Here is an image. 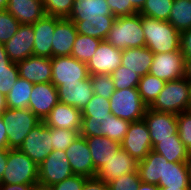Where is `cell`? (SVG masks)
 <instances>
[{
    "mask_svg": "<svg viewBox=\"0 0 191 190\" xmlns=\"http://www.w3.org/2000/svg\"><path fill=\"white\" fill-rule=\"evenodd\" d=\"M105 41L120 50L144 47L145 34L142 28V15L136 13L115 17Z\"/></svg>",
    "mask_w": 191,
    "mask_h": 190,
    "instance_id": "obj_1",
    "label": "cell"
},
{
    "mask_svg": "<svg viewBox=\"0 0 191 190\" xmlns=\"http://www.w3.org/2000/svg\"><path fill=\"white\" fill-rule=\"evenodd\" d=\"M145 46L155 53L175 52L180 49V32L168 21L142 16Z\"/></svg>",
    "mask_w": 191,
    "mask_h": 190,
    "instance_id": "obj_2",
    "label": "cell"
},
{
    "mask_svg": "<svg viewBox=\"0 0 191 190\" xmlns=\"http://www.w3.org/2000/svg\"><path fill=\"white\" fill-rule=\"evenodd\" d=\"M190 105V81L181 78L165 83L163 90L149 107L157 112L179 114L188 111Z\"/></svg>",
    "mask_w": 191,
    "mask_h": 190,
    "instance_id": "obj_3",
    "label": "cell"
},
{
    "mask_svg": "<svg viewBox=\"0 0 191 190\" xmlns=\"http://www.w3.org/2000/svg\"><path fill=\"white\" fill-rule=\"evenodd\" d=\"M38 183V165L19 149H7V165L0 184Z\"/></svg>",
    "mask_w": 191,
    "mask_h": 190,
    "instance_id": "obj_4",
    "label": "cell"
},
{
    "mask_svg": "<svg viewBox=\"0 0 191 190\" xmlns=\"http://www.w3.org/2000/svg\"><path fill=\"white\" fill-rule=\"evenodd\" d=\"M0 117L6 124L8 149H19L31 129L41 122L29 108H6Z\"/></svg>",
    "mask_w": 191,
    "mask_h": 190,
    "instance_id": "obj_5",
    "label": "cell"
},
{
    "mask_svg": "<svg viewBox=\"0 0 191 190\" xmlns=\"http://www.w3.org/2000/svg\"><path fill=\"white\" fill-rule=\"evenodd\" d=\"M109 101L111 114L130 122L142 120L147 109L138 88L115 90Z\"/></svg>",
    "mask_w": 191,
    "mask_h": 190,
    "instance_id": "obj_6",
    "label": "cell"
},
{
    "mask_svg": "<svg viewBox=\"0 0 191 190\" xmlns=\"http://www.w3.org/2000/svg\"><path fill=\"white\" fill-rule=\"evenodd\" d=\"M51 64V83L56 88L62 84L81 83L82 80L90 78L86 63L72 56L52 57Z\"/></svg>",
    "mask_w": 191,
    "mask_h": 190,
    "instance_id": "obj_7",
    "label": "cell"
},
{
    "mask_svg": "<svg viewBox=\"0 0 191 190\" xmlns=\"http://www.w3.org/2000/svg\"><path fill=\"white\" fill-rule=\"evenodd\" d=\"M73 171L64 150H53L38 166V183L53 186L71 177Z\"/></svg>",
    "mask_w": 191,
    "mask_h": 190,
    "instance_id": "obj_8",
    "label": "cell"
},
{
    "mask_svg": "<svg viewBox=\"0 0 191 190\" xmlns=\"http://www.w3.org/2000/svg\"><path fill=\"white\" fill-rule=\"evenodd\" d=\"M51 142V127L41 121L27 134L19 150L39 166L53 151Z\"/></svg>",
    "mask_w": 191,
    "mask_h": 190,
    "instance_id": "obj_9",
    "label": "cell"
},
{
    "mask_svg": "<svg viewBox=\"0 0 191 190\" xmlns=\"http://www.w3.org/2000/svg\"><path fill=\"white\" fill-rule=\"evenodd\" d=\"M149 74L165 82L184 78L185 58L181 50L167 53H155Z\"/></svg>",
    "mask_w": 191,
    "mask_h": 190,
    "instance_id": "obj_10",
    "label": "cell"
},
{
    "mask_svg": "<svg viewBox=\"0 0 191 190\" xmlns=\"http://www.w3.org/2000/svg\"><path fill=\"white\" fill-rule=\"evenodd\" d=\"M120 146L136 161L145 159L153 149V145L149 130L143 119L130 123L128 131L120 143Z\"/></svg>",
    "mask_w": 191,
    "mask_h": 190,
    "instance_id": "obj_11",
    "label": "cell"
},
{
    "mask_svg": "<svg viewBox=\"0 0 191 190\" xmlns=\"http://www.w3.org/2000/svg\"><path fill=\"white\" fill-rule=\"evenodd\" d=\"M149 130L153 147L161 140L178 134L177 114L157 112L147 107L143 117Z\"/></svg>",
    "mask_w": 191,
    "mask_h": 190,
    "instance_id": "obj_12",
    "label": "cell"
},
{
    "mask_svg": "<svg viewBox=\"0 0 191 190\" xmlns=\"http://www.w3.org/2000/svg\"><path fill=\"white\" fill-rule=\"evenodd\" d=\"M122 50L102 40L96 53L86 63L90 76L97 74L111 75L121 65Z\"/></svg>",
    "mask_w": 191,
    "mask_h": 190,
    "instance_id": "obj_13",
    "label": "cell"
},
{
    "mask_svg": "<svg viewBox=\"0 0 191 190\" xmlns=\"http://www.w3.org/2000/svg\"><path fill=\"white\" fill-rule=\"evenodd\" d=\"M73 174L85 177L96 176L91 152L85 137L79 135L65 150Z\"/></svg>",
    "mask_w": 191,
    "mask_h": 190,
    "instance_id": "obj_14",
    "label": "cell"
},
{
    "mask_svg": "<svg viewBox=\"0 0 191 190\" xmlns=\"http://www.w3.org/2000/svg\"><path fill=\"white\" fill-rule=\"evenodd\" d=\"M58 102V90L51 82L34 84L28 108L44 121Z\"/></svg>",
    "mask_w": 191,
    "mask_h": 190,
    "instance_id": "obj_15",
    "label": "cell"
},
{
    "mask_svg": "<svg viewBox=\"0 0 191 190\" xmlns=\"http://www.w3.org/2000/svg\"><path fill=\"white\" fill-rule=\"evenodd\" d=\"M137 164L138 161L120 147L117 152H113V156L106 161V164L97 171L96 177L108 184L123 174L136 172Z\"/></svg>",
    "mask_w": 191,
    "mask_h": 190,
    "instance_id": "obj_16",
    "label": "cell"
},
{
    "mask_svg": "<svg viewBox=\"0 0 191 190\" xmlns=\"http://www.w3.org/2000/svg\"><path fill=\"white\" fill-rule=\"evenodd\" d=\"M62 18L44 15L32 24L35 34L33 55L52 58V41L56 24Z\"/></svg>",
    "mask_w": 191,
    "mask_h": 190,
    "instance_id": "obj_17",
    "label": "cell"
},
{
    "mask_svg": "<svg viewBox=\"0 0 191 190\" xmlns=\"http://www.w3.org/2000/svg\"><path fill=\"white\" fill-rule=\"evenodd\" d=\"M34 40L32 24H21L16 34L4 44L8 58L17 63L33 55Z\"/></svg>",
    "mask_w": 191,
    "mask_h": 190,
    "instance_id": "obj_18",
    "label": "cell"
},
{
    "mask_svg": "<svg viewBox=\"0 0 191 190\" xmlns=\"http://www.w3.org/2000/svg\"><path fill=\"white\" fill-rule=\"evenodd\" d=\"M19 77L33 84L51 82V58L31 55L17 62Z\"/></svg>",
    "mask_w": 191,
    "mask_h": 190,
    "instance_id": "obj_19",
    "label": "cell"
},
{
    "mask_svg": "<svg viewBox=\"0 0 191 190\" xmlns=\"http://www.w3.org/2000/svg\"><path fill=\"white\" fill-rule=\"evenodd\" d=\"M60 103L83 110L94 95L91 77L81 83L62 84L57 87Z\"/></svg>",
    "mask_w": 191,
    "mask_h": 190,
    "instance_id": "obj_20",
    "label": "cell"
},
{
    "mask_svg": "<svg viewBox=\"0 0 191 190\" xmlns=\"http://www.w3.org/2000/svg\"><path fill=\"white\" fill-rule=\"evenodd\" d=\"M48 127L81 131L82 111L58 102L44 119Z\"/></svg>",
    "mask_w": 191,
    "mask_h": 190,
    "instance_id": "obj_21",
    "label": "cell"
},
{
    "mask_svg": "<svg viewBox=\"0 0 191 190\" xmlns=\"http://www.w3.org/2000/svg\"><path fill=\"white\" fill-rule=\"evenodd\" d=\"M78 32L73 21L63 18L55 27L52 41V57L71 56Z\"/></svg>",
    "mask_w": 191,
    "mask_h": 190,
    "instance_id": "obj_22",
    "label": "cell"
},
{
    "mask_svg": "<svg viewBox=\"0 0 191 190\" xmlns=\"http://www.w3.org/2000/svg\"><path fill=\"white\" fill-rule=\"evenodd\" d=\"M6 10L21 24H33L45 15L42 0H9Z\"/></svg>",
    "mask_w": 191,
    "mask_h": 190,
    "instance_id": "obj_23",
    "label": "cell"
},
{
    "mask_svg": "<svg viewBox=\"0 0 191 190\" xmlns=\"http://www.w3.org/2000/svg\"><path fill=\"white\" fill-rule=\"evenodd\" d=\"M154 53L146 46L122 50L121 65L140 77L149 73Z\"/></svg>",
    "mask_w": 191,
    "mask_h": 190,
    "instance_id": "obj_24",
    "label": "cell"
},
{
    "mask_svg": "<svg viewBox=\"0 0 191 190\" xmlns=\"http://www.w3.org/2000/svg\"><path fill=\"white\" fill-rule=\"evenodd\" d=\"M165 161L162 155L151 150L145 159L138 161L137 171L141 182L159 185V180H163L165 171Z\"/></svg>",
    "mask_w": 191,
    "mask_h": 190,
    "instance_id": "obj_25",
    "label": "cell"
},
{
    "mask_svg": "<svg viewBox=\"0 0 191 190\" xmlns=\"http://www.w3.org/2000/svg\"><path fill=\"white\" fill-rule=\"evenodd\" d=\"M104 15H112L107 0H74L71 13L67 19L83 21L104 18Z\"/></svg>",
    "mask_w": 191,
    "mask_h": 190,
    "instance_id": "obj_26",
    "label": "cell"
},
{
    "mask_svg": "<svg viewBox=\"0 0 191 190\" xmlns=\"http://www.w3.org/2000/svg\"><path fill=\"white\" fill-rule=\"evenodd\" d=\"M85 139L91 152L96 172L113 156V152H117L121 147L120 143L108 138L107 136H92L85 137Z\"/></svg>",
    "mask_w": 191,
    "mask_h": 190,
    "instance_id": "obj_27",
    "label": "cell"
},
{
    "mask_svg": "<svg viewBox=\"0 0 191 190\" xmlns=\"http://www.w3.org/2000/svg\"><path fill=\"white\" fill-rule=\"evenodd\" d=\"M158 187L189 188L188 167L186 162L165 161L163 180H159Z\"/></svg>",
    "mask_w": 191,
    "mask_h": 190,
    "instance_id": "obj_28",
    "label": "cell"
},
{
    "mask_svg": "<svg viewBox=\"0 0 191 190\" xmlns=\"http://www.w3.org/2000/svg\"><path fill=\"white\" fill-rule=\"evenodd\" d=\"M114 20V15H104V18L73 21V23L79 34L105 40Z\"/></svg>",
    "mask_w": 191,
    "mask_h": 190,
    "instance_id": "obj_29",
    "label": "cell"
},
{
    "mask_svg": "<svg viewBox=\"0 0 191 190\" xmlns=\"http://www.w3.org/2000/svg\"><path fill=\"white\" fill-rule=\"evenodd\" d=\"M152 150L165 157L168 162H186L190 155L178 134L172 136V139L161 140Z\"/></svg>",
    "mask_w": 191,
    "mask_h": 190,
    "instance_id": "obj_30",
    "label": "cell"
},
{
    "mask_svg": "<svg viewBox=\"0 0 191 190\" xmlns=\"http://www.w3.org/2000/svg\"><path fill=\"white\" fill-rule=\"evenodd\" d=\"M33 83L25 79L18 78L15 85L6 95V105L10 109L28 108L30 94L33 89Z\"/></svg>",
    "mask_w": 191,
    "mask_h": 190,
    "instance_id": "obj_31",
    "label": "cell"
},
{
    "mask_svg": "<svg viewBox=\"0 0 191 190\" xmlns=\"http://www.w3.org/2000/svg\"><path fill=\"white\" fill-rule=\"evenodd\" d=\"M168 22L179 32L191 28V0H174Z\"/></svg>",
    "mask_w": 191,
    "mask_h": 190,
    "instance_id": "obj_32",
    "label": "cell"
},
{
    "mask_svg": "<svg viewBox=\"0 0 191 190\" xmlns=\"http://www.w3.org/2000/svg\"><path fill=\"white\" fill-rule=\"evenodd\" d=\"M165 83L164 80L149 73L140 78L137 88L142 101L147 107L153 104L159 93L163 90Z\"/></svg>",
    "mask_w": 191,
    "mask_h": 190,
    "instance_id": "obj_33",
    "label": "cell"
},
{
    "mask_svg": "<svg viewBox=\"0 0 191 190\" xmlns=\"http://www.w3.org/2000/svg\"><path fill=\"white\" fill-rule=\"evenodd\" d=\"M101 39L79 34L76 36L71 56L77 60L87 63L96 53Z\"/></svg>",
    "mask_w": 191,
    "mask_h": 190,
    "instance_id": "obj_34",
    "label": "cell"
},
{
    "mask_svg": "<svg viewBox=\"0 0 191 190\" xmlns=\"http://www.w3.org/2000/svg\"><path fill=\"white\" fill-rule=\"evenodd\" d=\"M174 0H146L143 8L138 12L142 16L168 21Z\"/></svg>",
    "mask_w": 191,
    "mask_h": 190,
    "instance_id": "obj_35",
    "label": "cell"
},
{
    "mask_svg": "<svg viewBox=\"0 0 191 190\" xmlns=\"http://www.w3.org/2000/svg\"><path fill=\"white\" fill-rule=\"evenodd\" d=\"M109 115L82 116L80 135L83 137L106 136V124Z\"/></svg>",
    "mask_w": 191,
    "mask_h": 190,
    "instance_id": "obj_36",
    "label": "cell"
},
{
    "mask_svg": "<svg viewBox=\"0 0 191 190\" xmlns=\"http://www.w3.org/2000/svg\"><path fill=\"white\" fill-rule=\"evenodd\" d=\"M111 77L115 90L137 88L141 78L137 73L128 70L122 65L111 74Z\"/></svg>",
    "mask_w": 191,
    "mask_h": 190,
    "instance_id": "obj_37",
    "label": "cell"
},
{
    "mask_svg": "<svg viewBox=\"0 0 191 190\" xmlns=\"http://www.w3.org/2000/svg\"><path fill=\"white\" fill-rule=\"evenodd\" d=\"M130 121L110 114L106 124V136L114 141L121 143L128 131Z\"/></svg>",
    "mask_w": 191,
    "mask_h": 190,
    "instance_id": "obj_38",
    "label": "cell"
},
{
    "mask_svg": "<svg viewBox=\"0 0 191 190\" xmlns=\"http://www.w3.org/2000/svg\"><path fill=\"white\" fill-rule=\"evenodd\" d=\"M21 23L7 10H0V43L5 44L18 31Z\"/></svg>",
    "mask_w": 191,
    "mask_h": 190,
    "instance_id": "obj_39",
    "label": "cell"
},
{
    "mask_svg": "<svg viewBox=\"0 0 191 190\" xmlns=\"http://www.w3.org/2000/svg\"><path fill=\"white\" fill-rule=\"evenodd\" d=\"M80 135L76 130L51 127L53 150H66L70 144Z\"/></svg>",
    "mask_w": 191,
    "mask_h": 190,
    "instance_id": "obj_40",
    "label": "cell"
},
{
    "mask_svg": "<svg viewBox=\"0 0 191 190\" xmlns=\"http://www.w3.org/2000/svg\"><path fill=\"white\" fill-rule=\"evenodd\" d=\"M45 14L59 18H68L74 0H42Z\"/></svg>",
    "mask_w": 191,
    "mask_h": 190,
    "instance_id": "obj_41",
    "label": "cell"
},
{
    "mask_svg": "<svg viewBox=\"0 0 191 190\" xmlns=\"http://www.w3.org/2000/svg\"><path fill=\"white\" fill-rule=\"evenodd\" d=\"M90 77L94 94L110 99L115 91V85L111 75L97 74Z\"/></svg>",
    "mask_w": 191,
    "mask_h": 190,
    "instance_id": "obj_42",
    "label": "cell"
},
{
    "mask_svg": "<svg viewBox=\"0 0 191 190\" xmlns=\"http://www.w3.org/2000/svg\"><path fill=\"white\" fill-rule=\"evenodd\" d=\"M106 114H111L109 99L95 94L82 110V116H100Z\"/></svg>",
    "mask_w": 191,
    "mask_h": 190,
    "instance_id": "obj_43",
    "label": "cell"
},
{
    "mask_svg": "<svg viewBox=\"0 0 191 190\" xmlns=\"http://www.w3.org/2000/svg\"><path fill=\"white\" fill-rule=\"evenodd\" d=\"M19 78V70L16 62L10 66H0V91L5 96L15 85Z\"/></svg>",
    "mask_w": 191,
    "mask_h": 190,
    "instance_id": "obj_44",
    "label": "cell"
},
{
    "mask_svg": "<svg viewBox=\"0 0 191 190\" xmlns=\"http://www.w3.org/2000/svg\"><path fill=\"white\" fill-rule=\"evenodd\" d=\"M178 135L182 144L191 152V113L185 111L177 114Z\"/></svg>",
    "mask_w": 191,
    "mask_h": 190,
    "instance_id": "obj_45",
    "label": "cell"
},
{
    "mask_svg": "<svg viewBox=\"0 0 191 190\" xmlns=\"http://www.w3.org/2000/svg\"><path fill=\"white\" fill-rule=\"evenodd\" d=\"M138 171L123 174L118 179L108 183L110 190H137L140 184Z\"/></svg>",
    "mask_w": 191,
    "mask_h": 190,
    "instance_id": "obj_46",
    "label": "cell"
},
{
    "mask_svg": "<svg viewBox=\"0 0 191 190\" xmlns=\"http://www.w3.org/2000/svg\"><path fill=\"white\" fill-rule=\"evenodd\" d=\"M107 3L115 17L133 15L139 12L132 4H128V0H107Z\"/></svg>",
    "mask_w": 191,
    "mask_h": 190,
    "instance_id": "obj_47",
    "label": "cell"
},
{
    "mask_svg": "<svg viewBox=\"0 0 191 190\" xmlns=\"http://www.w3.org/2000/svg\"><path fill=\"white\" fill-rule=\"evenodd\" d=\"M87 177L83 175H72L69 178L51 186L52 190H82Z\"/></svg>",
    "mask_w": 191,
    "mask_h": 190,
    "instance_id": "obj_48",
    "label": "cell"
},
{
    "mask_svg": "<svg viewBox=\"0 0 191 190\" xmlns=\"http://www.w3.org/2000/svg\"><path fill=\"white\" fill-rule=\"evenodd\" d=\"M180 50L184 58H191V28L180 32Z\"/></svg>",
    "mask_w": 191,
    "mask_h": 190,
    "instance_id": "obj_49",
    "label": "cell"
},
{
    "mask_svg": "<svg viewBox=\"0 0 191 190\" xmlns=\"http://www.w3.org/2000/svg\"><path fill=\"white\" fill-rule=\"evenodd\" d=\"M82 190H110L107 183L96 176L87 177Z\"/></svg>",
    "mask_w": 191,
    "mask_h": 190,
    "instance_id": "obj_50",
    "label": "cell"
},
{
    "mask_svg": "<svg viewBox=\"0 0 191 190\" xmlns=\"http://www.w3.org/2000/svg\"><path fill=\"white\" fill-rule=\"evenodd\" d=\"M1 149H8V137H7L6 124L0 117V150Z\"/></svg>",
    "mask_w": 191,
    "mask_h": 190,
    "instance_id": "obj_51",
    "label": "cell"
},
{
    "mask_svg": "<svg viewBox=\"0 0 191 190\" xmlns=\"http://www.w3.org/2000/svg\"><path fill=\"white\" fill-rule=\"evenodd\" d=\"M0 190H32V185L0 184Z\"/></svg>",
    "mask_w": 191,
    "mask_h": 190,
    "instance_id": "obj_52",
    "label": "cell"
},
{
    "mask_svg": "<svg viewBox=\"0 0 191 190\" xmlns=\"http://www.w3.org/2000/svg\"><path fill=\"white\" fill-rule=\"evenodd\" d=\"M12 63L5 51L4 44L0 43V66H10Z\"/></svg>",
    "mask_w": 191,
    "mask_h": 190,
    "instance_id": "obj_53",
    "label": "cell"
},
{
    "mask_svg": "<svg viewBox=\"0 0 191 190\" xmlns=\"http://www.w3.org/2000/svg\"><path fill=\"white\" fill-rule=\"evenodd\" d=\"M7 165V149L0 150V182Z\"/></svg>",
    "mask_w": 191,
    "mask_h": 190,
    "instance_id": "obj_54",
    "label": "cell"
},
{
    "mask_svg": "<svg viewBox=\"0 0 191 190\" xmlns=\"http://www.w3.org/2000/svg\"><path fill=\"white\" fill-rule=\"evenodd\" d=\"M185 78L191 82V58H185Z\"/></svg>",
    "mask_w": 191,
    "mask_h": 190,
    "instance_id": "obj_55",
    "label": "cell"
},
{
    "mask_svg": "<svg viewBox=\"0 0 191 190\" xmlns=\"http://www.w3.org/2000/svg\"><path fill=\"white\" fill-rule=\"evenodd\" d=\"M137 190H159V187L155 184L140 182Z\"/></svg>",
    "mask_w": 191,
    "mask_h": 190,
    "instance_id": "obj_56",
    "label": "cell"
},
{
    "mask_svg": "<svg viewBox=\"0 0 191 190\" xmlns=\"http://www.w3.org/2000/svg\"><path fill=\"white\" fill-rule=\"evenodd\" d=\"M146 0H128V4H132L138 11H140Z\"/></svg>",
    "mask_w": 191,
    "mask_h": 190,
    "instance_id": "obj_57",
    "label": "cell"
},
{
    "mask_svg": "<svg viewBox=\"0 0 191 190\" xmlns=\"http://www.w3.org/2000/svg\"><path fill=\"white\" fill-rule=\"evenodd\" d=\"M6 108V96L0 91V115L4 112Z\"/></svg>",
    "mask_w": 191,
    "mask_h": 190,
    "instance_id": "obj_58",
    "label": "cell"
},
{
    "mask_svg": "<svg viewBox=\"0 0 191 190\" xmlns=\"http://www.w3.org/2000/svg\"><path fill=\"white\" fill-rule=\"evenodd\" d=\"M32 190H52L51 186L44 185L41 183H35L32 185Z\"/></svg>",
    "mask_w": 191,
    "mask_h": 190,
    "instance_id": "obj_59",
    "label": "cell"
},
{
    "mask_svg": "<svg viewBox=\"0 0 191 190\" xmlns=\"http://www.w3.org/2000/svg\"><path fill=\"white\" fill-rule=\"evenodd\" d=\"M187 167H188V176H189V183L191 185V152L189 155V158L186 161Z\"/></svg>",
    "mask_w": 191,
    "mask_h": 190,
    "instance_id": "obj_60",
    "label": "cell"
},
{
    "mask_svg": "<svg viewBox=\"0 0 191 190\" xmlns=\"http://www.w3.org/2000/svg\"><path fill=\"white\" fill-rule=\"evenodd\" d=\"M9 0H0V10H6Z\"/></svg>",
    "mask_w": 191,
    "mask_h": 190,
    "instance_id": "obj_61",
    "label": "cell"
},
{
    "mask_svg": "<svg viewBox=\"0 0 191 190\" xmlns=\"http://www.w3.org/2000/svg\"><path fill=\"white\" fill-rule=\"evenodd\" d=\"M159 190H189V188H170V187H159Z\"/></svg>",
    "mask_w": 191,
    "mask_h": 190,
    "instance_id": "obj_62",
    "label": "cell"
},
{
    "mask_svg": "<svg viewBox=\"0 0 191 190\" xmlns=\"http://www.w3.org/2000/svg\"><path fill=\"white\" fill-rule=\"evenodd\" d=\"M190 105H191V82H190Z\"/></svg>",
    "mask_w": 191,
    "mask_h": 190,
    "instance_id": "obj_63",
    "label": "cell"
},
{
    "mask_svg": "<svg viewBox=\"0 0 191 190\" xmlns=\"http://www.w3.org/2000/svg\"><path fill=\"white\" fill-rule=\"evenodd\" d=\"M188 111L191 113V105H189V109H188Z\"/></svg>",
    "mask_w": 191,
    "mask_h": 190,
    "instance_id": "obj_64",
    "label": "cell"
}]
</instances>
